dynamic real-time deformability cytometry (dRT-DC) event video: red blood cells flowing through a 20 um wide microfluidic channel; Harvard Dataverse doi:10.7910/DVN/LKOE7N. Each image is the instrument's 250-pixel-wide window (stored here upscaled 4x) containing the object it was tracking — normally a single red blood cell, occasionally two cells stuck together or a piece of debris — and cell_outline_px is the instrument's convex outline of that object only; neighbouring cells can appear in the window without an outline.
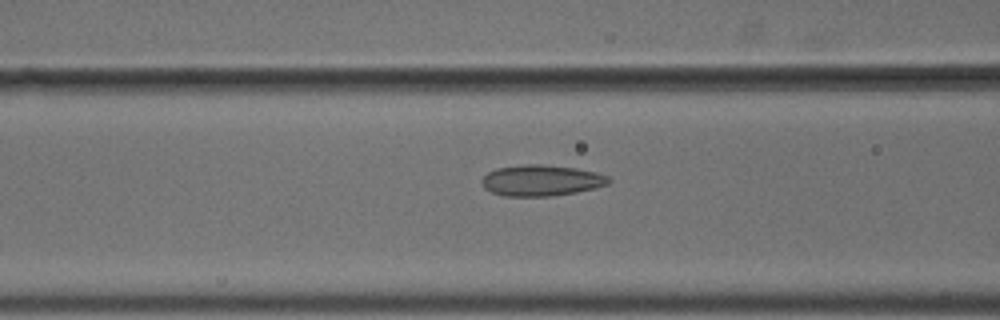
{"species": "common noctule bat (a hibernating species)", "species_latin": "Nyctalus noctula", "temperature_condition": "cold", "stored_images_in_passage": 48, "camera_frame_rate_fps": 3000, "um_per_image_px": 0.085, "animal": {"sex": "male", "body_mass_g": 18.8}, "frame": {"image": 1, "passage_image": 16, "time_ms": 5.0, "image_size_px": [1000, 320], "cell_outline_px": [[612, 180], [608, 184], [596, 188], [576, 192], [552, 196], [504, 196], [492, 192], [484, 188], [480, 180], [488, 172], [496, 168], [524, 164], [544, 164], [576, 168], [596, 172], [608, 176]], "centroid_in_image_um": [46.01, 15.33], "position_along_channel_um": 120.6, "area_um2": 23.12}}
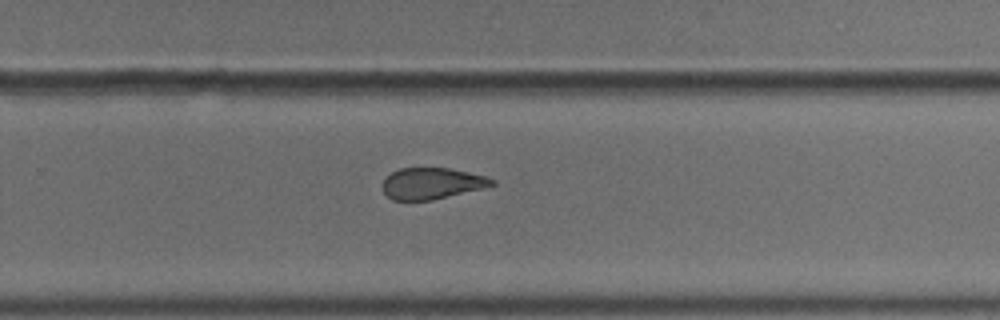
{"frame": {"image": 2, "passage_image": 30, "time_ms": 9.667, "image_size_px": [1000, 320], "cell_outline_px": [[496, 184], [484, 188], [432, 200], [392, 200], [384, 192], [384, 180], [392, 172], [400, 168], [452, 168], [484, 176], [496, 180]], "centroid_in_image_um": [36.74, 15.59], "position_along_channel_um": 293.1, "area_um2": 19.83}}
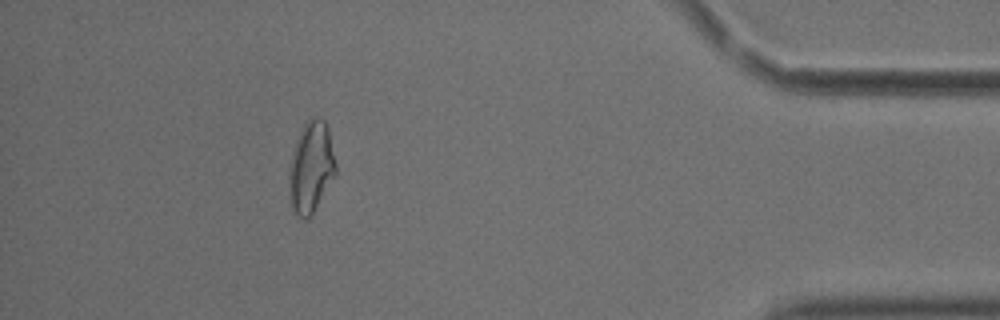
{"frame": {"image": 3, "passage_image": 43, "time_ms": 14.0, "image_size_px": [1000, 320], "cell_outline_px": [[336, 172], [308, 220], [304, 220], [292, 208], [288, 180], [288, 176], [292, 156], [296, 140], [304, 124], [312, 116], [316, 116], [324, 120], [328, 128], [336, 164]], "centroid_in_image_um": [26.43, 14.18], "position_along_channel_um": 408.8, "area_um2": 24.33}, "authors_computed_cell_mechanics": {"area_um2": 22.9466, "velocity_mm_per_s": 3.698, "shape_relaxation_time_tau1_ms": null, "shape_relaxation_time_tau2_ms": 2.1051, "deformation_change_tau1": null, "deformation_change_tau2": 0.0799}}